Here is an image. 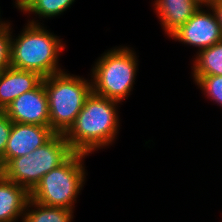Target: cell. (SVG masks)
<instances>
[{
	"label": "cell",
	"instance_id": "cell-1",
	"mask_svg": "<svg viewBox=\"0 0 222 222\" xmlns=\"http://www.w3.org/2000/svg\"><path fill=\"white\" fill-rule=\"evenodd\" d=\"M120 104L92 92L74 124L64 134L71 148L90 155L115 143L120 130L117 110Z\"/></svg>",
	"mask_w": 222,
	"mask_h": 222
},
{
	"label": "cell",
	"instance_id": "cell-2",
	"mask_svg": "<svg viewBox=\"0 0 222 222\" xmlns=\"http://www.w3.org/2000/svg\"><path fill=\"white\" fill-rule=\"evenodd\" d=\"M43 25L27 23L17 37L11 26L10 66L46 78L65 70L58 63L66 45Z\"/></svg>",
	"mask_w": 222,
	"mask_h": 222
},
{
	"label": "cell",
	"instance_id": "cell-3",
	"mask_svg": "<svg viewBox=\"0 0 222 222\" xmlns=\"http://www.w3.org/2000/svg\"><path fill=\"white\" fill-rule=\"evenodd\" d=\"M128 46L104 51L92 65L90 78L93 93L119 103L131 95L138 72V58Z\"/></svg>",
	"mask_w": 222,
	"mask_h": 222
},
{
	"label": "cell",
	"instance_id": "cell-4",
	"mask_svg": "<svg viewBox=\"0 0 222 222\" xmlns=\"http://www.w3.org/2000/svg\"><path fill=\"white\" fill-rule=\"evenodd\" d=\"M51 129L65 134L93 92L92 80L62 71L44 78Z\"/></svg>",
	"mask_w": 222,
	"mask_h": 222
},
{
	"label": "cell",
	"instance_id": "cell-5",
	"mask_svg": "<svg viewBox=\"0 0 222 222\" xmlns=\"http://www.w3.org/2000/svg\"><path fill=\"white\" fill-rule=\"evenodd\" d=\"M87 156L75 152L65 163L45 174L30 192V199L43 205L75 211L76 198L87 179L84 164Z\"/></svg>",
	"mask_w": 222,
	"mask_h": 222
},
{
	"label": "cell",
	"instance_id": "cell-6",
	"mask_svg": "<svg viewBox=\"0 0 222 222\" xmlns=\"http://www.w3.org/2000/svg\"><path fill=\"white\" fill-rule=\"evenodd\" d=\"M75 151L64 134L55 133L31 153L11 159L6 165V178L31 192L42 177L65 163Z\"/></svg>",
	"mask_w": 222,
	"mask_h": 222
},
{
	"label": "cell",
	"instance_id": "cell-7",
	"mask_svg": "<svg viewBox=\"0 0 222 222\" xmlns=\"http://www.w3.org/2000/svg\"><path fill=\"white\" fill-rule=\"evenodd\" d=\"M169 38L196 47L197 52L222 41L220 24L212 6H200L194 15Z\"/></svg>",
	"mask_w": 222,
	"mask_h": 222
},
{
	"label": "cell",
	"instance_id": "cell-8",
	"mask_svg": "<svg viewBox=\"0 0 222 222\" xmlns=\"http://www.w3.org/2000/svg\"><path fill=\"white\" fill-rule=\"evenodd\" d=\"M3 112L15 123L50 126L44 78L35 89L14 99Z\"/></svg>",
	"mask_w": 222,
	"mask_h": 222
},
{
	"label": "cell",
	"instance_id": "cell-9",
	"mask_svg": "<svg viewBox=\"0 0 222 222\" xmlns=\"http://www.w3.org/2000/svg\"><path fill=\"white\" fill-rule=\"evenodd\" d=\"M54 134L50 126L13 122L3 156L5 165L11 159L27 155L39 148Z\"/></svg>",
	"mask_w": 222,
	"mask_h": 222
},
{
	"label": "cell",
	"instance_id": "cell-10",
	"mask_svg": "<svg viewBox=\"0 0 222 222\" xmlns=\"http://www.w3.org/2000/svg\"><path fill=\"white\" fill-rule=\"evenodd\" d=\"M43 77L27 70L16 69L9 66L0 72V111L21 94L35 89Z\"/></svg>",
	"mask_w": 222,
	"mask_h": 222
},
{
	"label": "cell",
	"instance_id": "cell-11",
	"mask_svg": "<svg viewBox=\"0 0 222 222\" xmlns=\"http://www.w3.org/2000/svg\"><path fill=\"white\" fill-rule=\"evenodd\" d=\"M152 5L168 38L200 8L194 0H154Z\"/></svg>",
	"mask_w": 222,
	"mask_h": 222
},
{
	"label": "cell",
	"instance_id": "cell-12",
	"mask_svg": "<svg viewBox=\"0 0 222 222\" xmlns=\"http://www.w3.org/2000/svg\"><path fill=\"white\" fill-rule=\"evenodd\" d=\"M30 192L6 177L0 181V222H22Z\"/></svg>",
	"mask_w": 222,
	"mask_h": 222
},
{
	"label": "cell",
	"instance_id": "cell-13",
	"mask_svg": "<svg viewBox=\"0 0 222 222\" xmlns=\"http://www.w3.org/2000/svg\"><path fill=\"white\" fill-rule=\"evenodd\" d=\"M191 76L222 75V41L196 52Z\"/></svg>",
	"mask_w": 222,
	"mask_h": 222
},
{
	"label": "cell",
	"instance_id": "cell-14",
	"mask_svg": "<svg viewBox=\"0 0 222 222\" xmlns=\"http://www.w3.org/2000/svg\"><path fill=\"white\" fill-rule=\"evenodd\" d=\"M73 218L74 210L47 206L29 199L22 222H71Z\"/></svg>",
	"mask_w": 222,
	"mask_h": 222
},
{
	"label": "cell",
	"instance_id": "cell-15",
	"mask_svg": "<svg viewBox=\"0 0 222 222\" xmlns=\"http://www.w3.org/2000/svg\"><path fill=\"white\" fill-rule=\"evenodd\" d=\"M75 0H31L29 4L21 11L23 14L27 13L34 14L36 18L28 19L27 22L31 24H43L39 22V20H35L38 18L40 19H50L53 17H57L62 15L67 9L74 4ZM38 15V16H37Z\"/></svg>",
	"mask_w": 222,
	"mask_h": 222
},
{
	"label": "cell",
	"instance_id": "cell-16",
	"mask_svg": "<svg viewBox=\"0 0 222 222\" xmlns=\"http://www.w3.org/2000/svg\"><path fill=\"white\" fill-rule=\"evenodd\" d=\"M194 83L202 90V93L206 95V98L214 104L222 107V75L212 76H193Z\"/></svg>",
	"mask_w": 222,
	"mask_h": 222
},
{
	"label": "cell",
	"instance_id": "cell-17",
	"mask_svg": "<svg viewBox=\"0 0 222 222\" xmlns=\"http://www.w3.org/2000/svg\"><path fill=\"white\" fill-rule=\"evenodd\" d=\"M11 23L0 26V72L10 66Z\"/></svg>",
	"mask_w": 222,
	"mask_h": 222
},
{
	"label": "cell",
	"instance_id": "cell-18",
	"mask_svg": "<svg viewBox=\"0 0 222 222\" xmlns=\"http://www.w3.org/2000/svg\"><path fill=\"white\" fill-rule=\"evenodd\" d=\"M12 126L13 121L3 111H0V155L2 157L4 156Z\"/></svg>",
	"mask_w": 222,
	"mask_h": 222
},
{
	"label": "cell",
	"instance_id": "cell-19",
	"mask_svg": "<svg viewBox=\"0 0 222 222\" xmlns=\"http://www.w3.org/2000/svg\"><path fill=\"white\" fill-rule=\"evenodd\" d=\"M212 8L214 9L222 32V0H215L212 4Z\"/></svg>",
	"mask_w": 222,
	"mask_h": 222
},
{
	"label": "cell",
	"instance_id": "cell-20",
	"mask_svg": "<svg viewBox=\"0 0 222 222\" xmlns=\"http://www.w3.org/2000/svg\"><path fill=\"white\" fill-rule=\"evenodd\" d=\"M31 0H15L14 6L21 12Z\"/></svg>",
	"mask_w": 222,
	"mask_h": 222
},
{
	"label": "cell",
	"instance_id": "cell-21",
	"mask_svg": "<svg viewBox=\"0 0 222 222\" xmlns=\"http://www.w3.org/2000/svg\"><path fill=\"white\" fill-rule=\"evenodd\" d=\"M5 177H6L5 163L3 161V157L0 155V181H2Z\"/></svg>",
	"mask_w": 222,
	"mask_h": 222
},
{
	"label": "cell",
	"instance_id": "cell-22",
	"mask_svg": "<svg viewBox=\"0 0 222 222\" xmlns=\"http://www.w3.org/2000/svg\"><path fill=\"white\" fill-rule=\"evenodd\" d=\"M200 6H212L215 0H194Z\"/></svg>",
	"mask_w": 222,
	"mask_h": 222
},
{
	"label": "cell",
	"instance_id": "cell-23",
	"mask_svg": "<svg viewBox=\"0 0 222 222\" xmlns=\"http://www.w3.org/2000/svg\"><path fill=\"white\" fill-rule=\"evenodd\" d=\"M1 10V9H0ZM0 13H1V11H0ZM0 16H1V14H0ZM7 21H4L1 17H0V26H2L3 24H5Z\"/></svg>",
	"mask_w": 222,
	"mask_h": 222
}]
</instances>
